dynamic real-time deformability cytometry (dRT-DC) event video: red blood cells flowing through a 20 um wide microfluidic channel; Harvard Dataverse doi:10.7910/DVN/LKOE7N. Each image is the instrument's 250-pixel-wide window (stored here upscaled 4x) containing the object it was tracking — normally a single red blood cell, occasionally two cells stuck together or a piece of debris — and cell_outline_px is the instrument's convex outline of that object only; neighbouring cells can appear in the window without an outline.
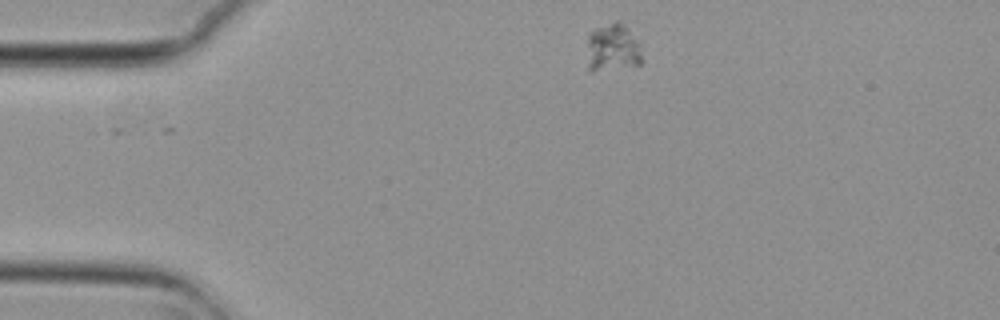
{"species": "common noctule bat (a hibernating species)", "species_latin": "Nyctalus noctula", "temperature_condition": "cold", "stored_images_in_passage": 3, "camera_frame_rate_fps": 3000, "um_per_image_px": 0.085, "animal": {"sex": "female", "body_mass_g": 29.2, "forearm_length_mm": 56.3}, "frame": {"image": 1, "passage_image": 1, "time_ms": 0.0, "image_size_px": [1000, 320], "cell_outline_px": [[644, 60], [640, 64], [592, 72], [588, 72], [588, 36], [592, 28], [616, 20], [620, 20], [640, 40]], "centroid_in_image_um": [52.11, 4.02], "position_along_channel_um": 32.9, "area_um2": 16.01}}
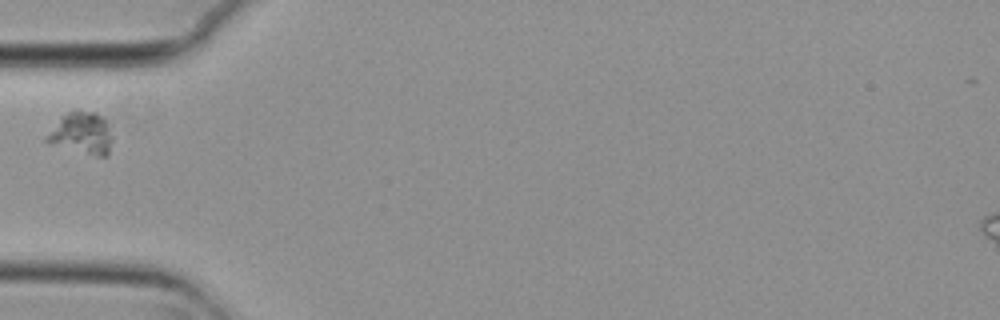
{"frame": {"image": 2, "passage_image": 3, "time_ms": 0.667, "image_size_px": [1000, 320], "cell_outline_px": [[112, 140], [108, 152], [104, 156], [96, 156], [48, 144], [44, 140], [44, 136], [68, 112], [96, 112], [104, 116], [108, 124], [112, 136]], "centroid_in_image_um": [6.95, 11.35], "position_along_channel_um": 78.1, "area_um2": 15.84}}